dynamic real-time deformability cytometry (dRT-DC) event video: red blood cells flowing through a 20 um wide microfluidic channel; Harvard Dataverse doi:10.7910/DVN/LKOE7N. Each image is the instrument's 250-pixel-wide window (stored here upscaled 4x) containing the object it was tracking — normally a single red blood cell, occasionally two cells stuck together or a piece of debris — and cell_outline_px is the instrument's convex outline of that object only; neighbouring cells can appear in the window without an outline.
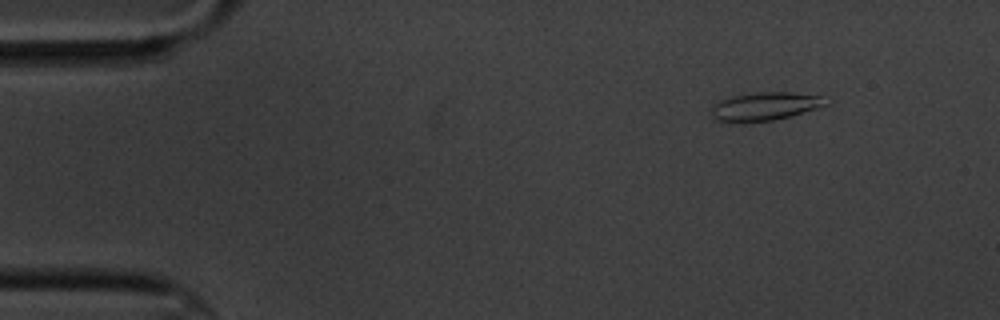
{"species": "common noctule bat (a hibernating species)", "species_latin": "Nyctalus noctula", "temperature_condition": "cold", "stored_images_in_passage": 4, "camera_frame_rate_fps": 3000, "um_per_image_px": 0.085, "animal": {"sex": "male", "body_mass_g": 20.1, "forearm_length_mm": 53.5}, "frame": {"image": 1, "passage_image": 1, "time_ms": 0.0, "image_size_px": [1000, 320], "cell_outline_px": [[828, 104], [816, 108], [788, 116], [772, 120], [716, 120], [712, 116], [712, 104], [720, 100], [732, 96], [756, 92], [792, 92], [820, 96]], "centroid_in_image_um": [65.0, 9.0], "position_along_channel_um": 20.0, "area_um2": 18.03}}